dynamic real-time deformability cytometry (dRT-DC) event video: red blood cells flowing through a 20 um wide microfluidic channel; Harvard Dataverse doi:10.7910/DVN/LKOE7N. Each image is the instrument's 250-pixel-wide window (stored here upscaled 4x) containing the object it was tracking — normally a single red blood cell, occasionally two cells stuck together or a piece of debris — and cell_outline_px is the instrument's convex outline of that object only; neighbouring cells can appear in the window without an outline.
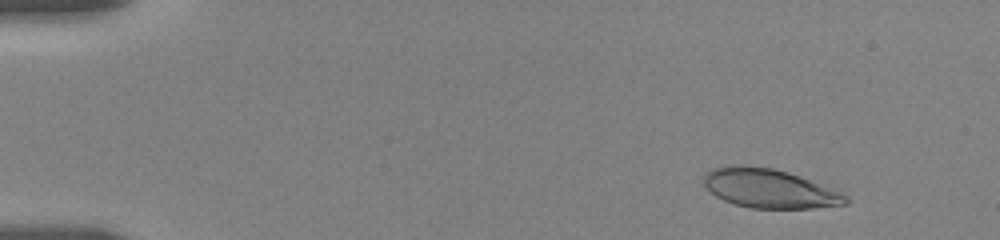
{"species": "human", "species_latin": "Homo sapiens", "temperature_condition": "room temperature", "stored_images_in_passage": 7, "camera_frame_rate_fps": 3000, "um_per_image_px": 0.085, "donor": {"sex": "female"}, "frame": {"image": 1, "passage_image": 2, "time_ms": 1.333, "image_size_px": [1000, 240], "cell_outline_px": [[848, 204], [812, 208], [752, 208], [736, 204], [724, 200], [716, 196], [704, 184], [704, 176], [712, 168], [732, 164], [744, 164], [772, 168], [788, 172], [840, 192], [848, 196]], "centroid_in_image_um": [65.38, 16.01], "position_along_channel_um": 19.6, "area_um2": 32.02}}
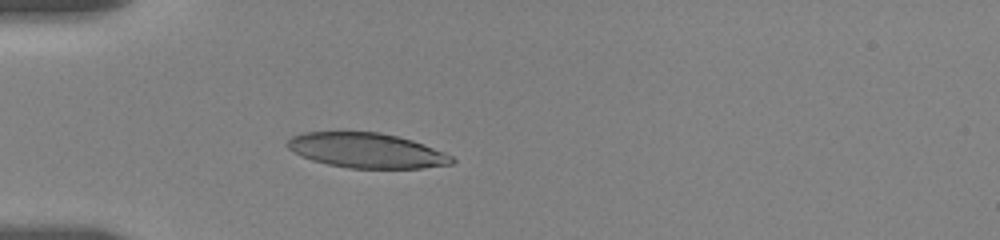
{"frame": {"image": 2, "passage_image": 7, "time_ms": 5.0, "image_size_px": [1000, 240], "cell_outline_px": [[456, 160], [452, 164], [424, 168], [348, 168], [328, 164], [312, 160], [300, 156], [292, 152], [284, 144], [292, 136], [304, 132], [380, 132], [412, 140], [424, 144], [444, 152], [452, 156]], "centroid_in_image_um": [31.15, 12.79], "position_along_channel_um": 53.9, "area_um2": 33.58}}